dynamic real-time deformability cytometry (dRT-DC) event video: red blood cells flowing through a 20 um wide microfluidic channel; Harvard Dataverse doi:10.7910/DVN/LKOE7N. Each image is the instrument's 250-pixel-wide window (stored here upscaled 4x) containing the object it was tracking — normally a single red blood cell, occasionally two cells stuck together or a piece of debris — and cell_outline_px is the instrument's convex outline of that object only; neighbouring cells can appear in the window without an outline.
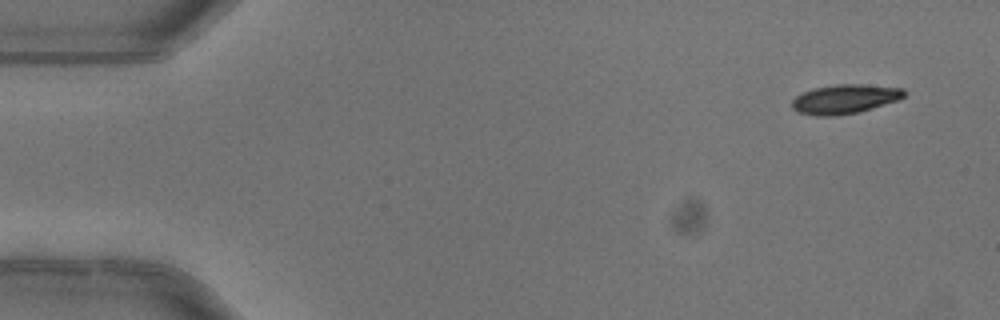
{"species": "common noctule bat (a hibernating species)", "species_latin": "Nyctalus noctula", "temperature_condition": "warm", "stored_images_in_passage": 4, "camera_frame_rate_fps": 3000, "um_per_image_px": 0.085, "animal": {"sex": "female"}, "frame": {"image": 1, "passage_image": 1, "time_ms": 0.0, "image_size_px": [1000, 320], "cell_outline_px": [[904, 96], [900, 100], [872, 108], [856, 112], [836, 116], [816, 116], [800, 112], [792, 108], [792, 100], [796, 96], [804, 92], [816, 88], [836, 84], [860, 84], [904, 88]], "centroid_in_image_um": [71.82, 8.42], "position_along_channel_um": 13.2, "area_um2": 18.96}}
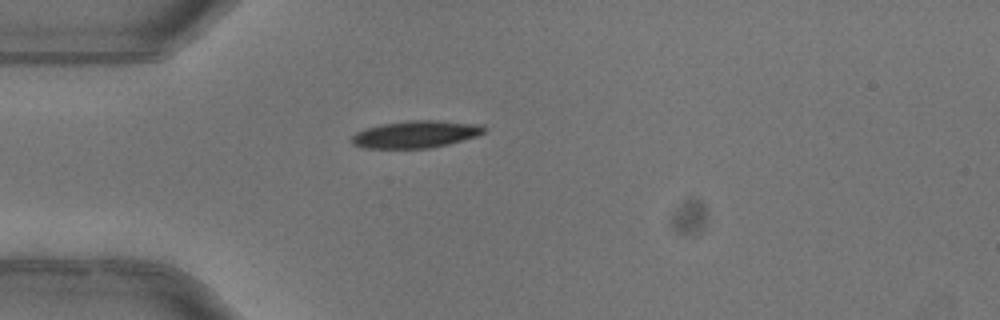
{"frame": {"image": 2, "passage_image": 4, "time_ms": 1.0, "image_size_px": [1000, 320], "cell_outline_px": [[488, 128], [484, 132], [476, 136], [448, 144], [428, 148], [364, 148], [352, 144], [348, 140], [356, 132], [380, 124], [408, 120], [436, 120], [484, 124]], "centroid_in_image_um": [35.34, 11.4], "position_along_channel_um": 49.7, "area_um2": 21.15}}